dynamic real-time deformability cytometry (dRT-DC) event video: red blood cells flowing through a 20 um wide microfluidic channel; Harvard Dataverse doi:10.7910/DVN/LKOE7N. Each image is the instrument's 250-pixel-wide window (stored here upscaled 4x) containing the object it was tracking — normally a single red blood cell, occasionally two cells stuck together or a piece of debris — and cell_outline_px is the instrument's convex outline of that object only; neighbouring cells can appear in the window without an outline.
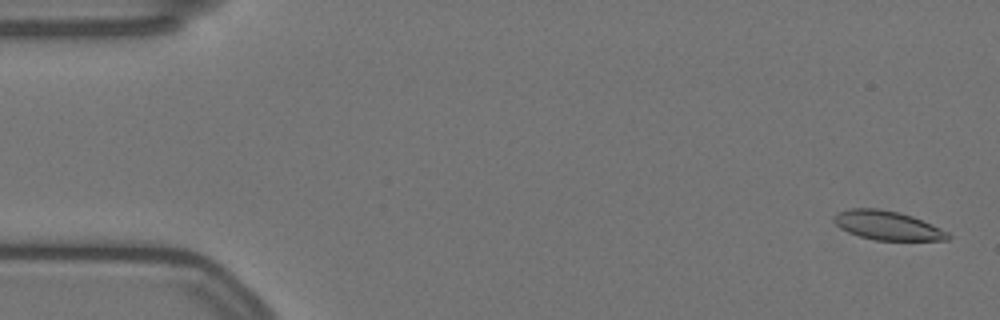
{"species": "Egyptian fruit bat (a non-hibernating species)", "species_latin": "Rousettus aegyptiacus", "temperature_condition": "warm", "stored_images_in_passage": 58, "camera_frame_rate_fps": 3000, "um_per_image_px": 0.085, "animal": {"sex": "female"}, "frame": {"image": 1, "passage_image": 2, "time_ms": 0.333, "image_size_px": [1000, 320], "cell_outline_px": [[952, 236], [948, 240], [876, 240], [860, 236], [848, 232], [840, 228], [832, 220], [832, 216], [840, 212], [852, 208], [876, 208], [896, 212], [912, 216], [932, 224], [948, 232]], "centroid_in_image_um": [75.43, 19.17], "position_along_channel_um": 9.6, "area_um2": 19.13}}
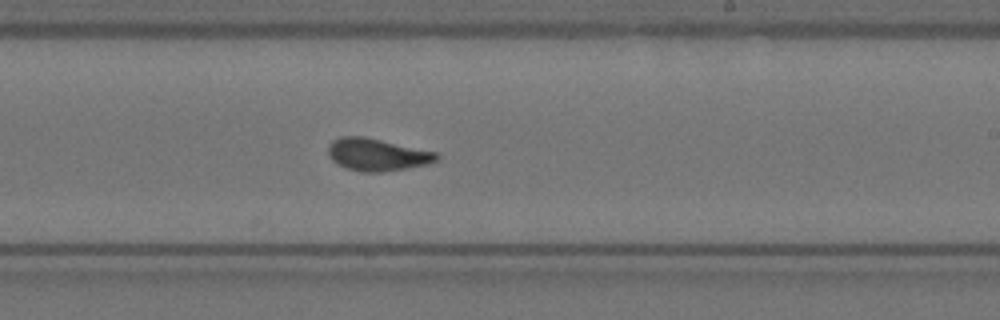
{"frame": {"image": 2, "passage_image": 34, "time_ms": 11.0, "image_size_px": [1000, 320], "cell_outline_px": [[440, 156], [436, 160], [428, 164], [380, 172], [360, 172], [344, 168], [336, 164], [328, 156], [328, 144], [332, 140], [340, 136], [364, 136], [436, 152]], "centroid_in_image_um": [31.98, 13.14], "position_along_channel_um": 257.0, "area_um2": 20.52}}
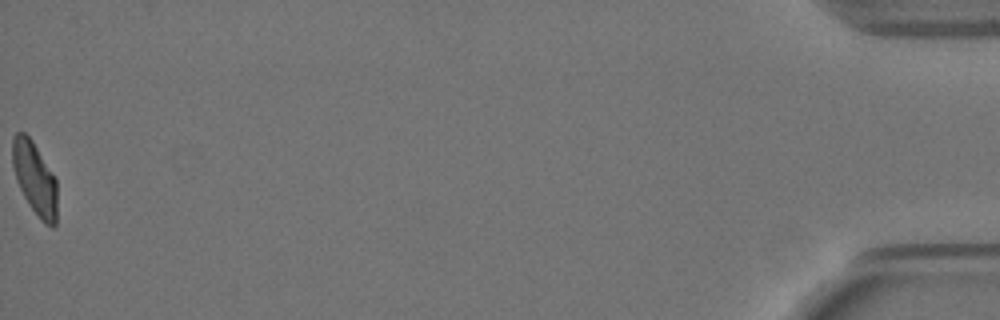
{"frame": {"image": 3, "passage_image": 58, "time_ms": 19.0, "image_size_px": [1000, 320], "cell_outline_px": [[56, 224], [52, 228], [44, 224], [40, 220], [28, 204], [16, 180], [12, 164], [12, 136], [16, 132], [24, 132], [32, 140], [56, 180]], "centroid_in_image_um": [2.93, 15.18], "position_along_channel_um": 432.3, "area_um2": 18.9}, "authors_computed_cell_mechanics": {"area_um2": 19.9121, "velocity_mm_per_s": 3.4922, "shape_relaxation_time_tau1_ms": null, "shape_relaxation_time_tau2_ms": 1.1279, "deformation_change_tau1": null, "deformation_change_tau2": 0.0614}}